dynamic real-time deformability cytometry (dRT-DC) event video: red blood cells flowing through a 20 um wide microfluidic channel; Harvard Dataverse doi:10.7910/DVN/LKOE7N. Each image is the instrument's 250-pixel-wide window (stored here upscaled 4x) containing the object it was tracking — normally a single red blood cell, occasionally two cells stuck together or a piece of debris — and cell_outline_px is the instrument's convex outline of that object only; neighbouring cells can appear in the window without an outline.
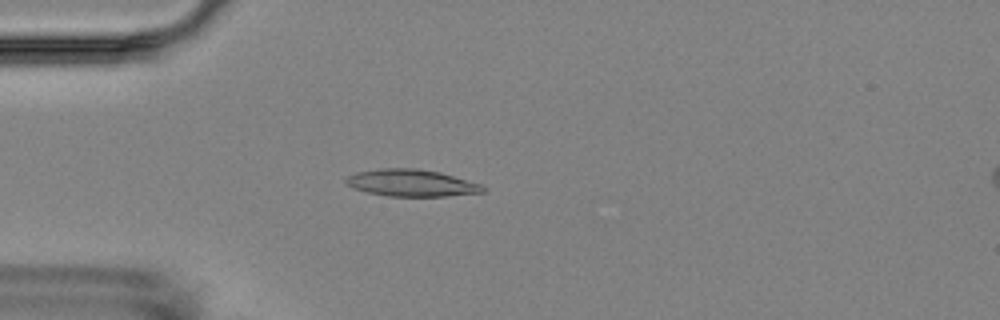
{"species": "Egyptian fruit bat (a non-hibernating species)", "species_latin": "Rousettus aegyptiacus", "temperature_condition": "room temperature", "stored_images_in_passage": 5, "camera_frame_rate_fps": 3000, "um_per_image_px": 0.085, "animal": {"sex": "female"}, "frame": {"image": 1, "passage_image": 4, "time_ms": 3.667, "image_size_px": [1000, 320], "cell_outline_px": [[484, 192], [448, 196], [388, 196], [368, 192], [352, 188], [344, 180], [348, 176], [356, 172], [380, 168], [416, 168], [440, 172], [480, 184], [484, 188]], "centroid_in_image_um": [34.94, 15.54], "position_along_channel_um": 50.1, "area_um2": 21.39}}